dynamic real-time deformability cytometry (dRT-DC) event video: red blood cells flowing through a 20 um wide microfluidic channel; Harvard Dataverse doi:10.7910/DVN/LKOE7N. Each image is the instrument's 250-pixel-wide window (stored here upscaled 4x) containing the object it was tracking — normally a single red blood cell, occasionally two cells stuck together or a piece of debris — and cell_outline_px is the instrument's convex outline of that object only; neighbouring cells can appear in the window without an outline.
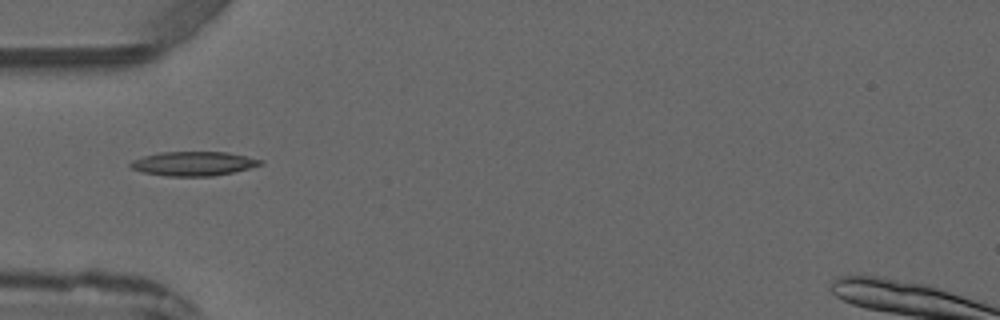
{"species": "common noctule bat (a hibernating species)", "species_latin": "Nyctalus noctula", "temperature_condition": "warm", "stored_images_in_passage": 6, "camera_frame_rate_fps": 3000, "um_per_image_px": 0.085, "animal": {"sex": "male", "forearm_length_mm": 52.5}, "frame": {"image": 1, "passage_image": 5, "time_ms": 5.667, "image_size_px": [1000, 320], "cell_outline_px": [[264, 164], [232, 172], [212, 176], [168, 176], [144, 172], [132, 168], [128, 164], [132, 160], [144, 156], [160, 152], [228, 152], [264, 160]], "centroid_in_image_um": [16.46, 13.9], "position_along_channel_um": 68.5, "area_um2": 18.21}}
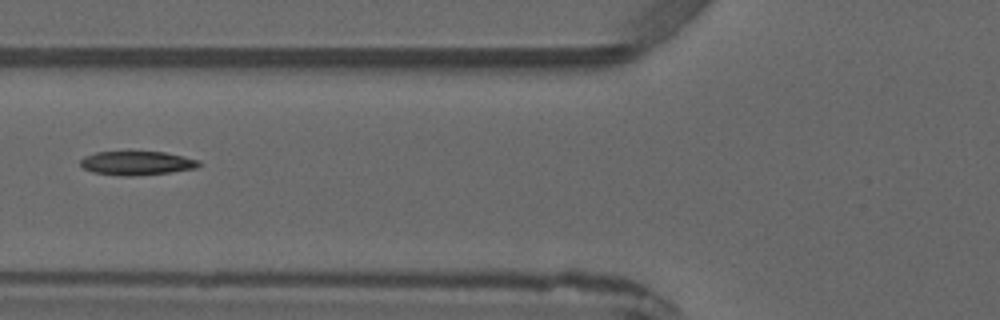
{"frame": {"image": 2, "passage_image": 6, "time_ms": 6.667, "image_size_px": [1000, 320], "cell_outline_px": [[200, 164], [196, 168], [168, 172], [128, 176], [124, 176], [92, 172], [84, 168], [80, 164], [80, 160], [84, 156], [96, 152], [128, 148], [164, 152], [184, 156], [200, 160]], "centroid_in_image_um": [11.58, 13.8], "position_along_channel_um": 114.2, "area_um2": 17.28}}